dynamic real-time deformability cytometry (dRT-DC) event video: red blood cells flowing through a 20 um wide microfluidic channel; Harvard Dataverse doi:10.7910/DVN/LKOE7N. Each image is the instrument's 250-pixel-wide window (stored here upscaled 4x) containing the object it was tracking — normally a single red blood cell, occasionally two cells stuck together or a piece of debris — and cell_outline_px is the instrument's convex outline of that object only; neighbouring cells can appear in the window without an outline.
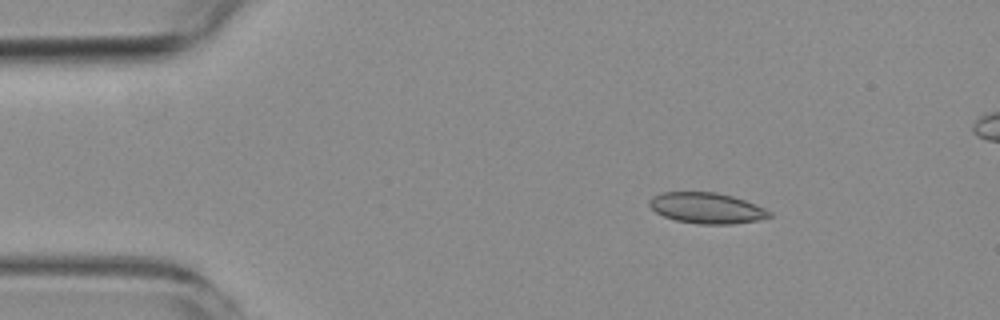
{"species": "common noctule bat (a hibernating species)", "species_latin": "Nyctalus noctula", "temperature_condition": "room temperature", "stored_images_in_passage": 5, "segment_of_instrument_passage": [1, 2], "camera_frame_rate_fps": 3000, "um_per_image_px": 0.085, "animal": {"sex": "female", "body_mass_g": 19.3, "forearm_length_mm": 54.1}, "frame": {"image": 1, "passage_image": 2, "time_ms": 1.333, "image_size_px": [1000, 320], "cell_outline_px": [[772, 216], [756, 220], [732, 224], [696, 224], [676, 220], [664, 216], [656, 212], [648, 204], [648, 200], [652, 196], [660, 192], [716, 192], [732, 196], [756, 204], [772, 212]], "centroid_in_image_um": [60.05, 17.68], "position_along_channel_um": 25.0, "area_um2": 21.56}}